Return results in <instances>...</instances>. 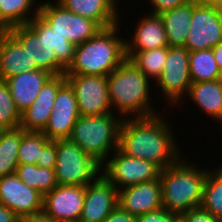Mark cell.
<instances>
[{"instance_id": "obj_1", "label": "cell", "mask_w": 222, "mask_h": 222, "mask_svg": "<svg viewBox=\"0 0 222 222\" xmlns=\"http://www.w3.org/2000/svg\"><path fill=\"white\" fill-rule=\"evenodd\" d=\"M161 115L123 119L118 149L127 156L148 160L164 170L183 154L171 132V124L169 126Z\"/></svg>"}, {"instance_id": "obj_2", "label": "cell", "mask_w": 222, "mask_h": 222, "mask_svg": "<svg viewBox=\"0 0 222 222\" xmlns=\"http://www.w3.org/2000/svg\"><path fill=\"white\" fill-rule=\"evenodd\" d=\"M150 79L126 59L107 76L109 100L118 115L125 119L158 114L150 102ZM115 107V108H114ZM131 114V115H130Z\"/></svg>"}, {"instance_id": "obj_3", "label": "cell", "mask_w": 222, "mask_h": 222, "mask_svg": "<svg viewBox=\"0 0 222 222\" xmlns=\"http://www.w3.org/2000/svg\"><path fill=\"white\" fill-rule=\"evenodd\" d=\"M119 26L101 29L94 37L75 46L74 60L65 74L107 77L126 58V39L118 37Z\"/></svg>"}, {"instance_id": "obj_4", "label": "cell", "mask_w": 222, "mask_h": 222, "mask_svg": "<svg viewBox=\"0 0 222 222\" xmlns=\"http://www.w3.org/2000/svg\"><path fill=\"white\" fill-rule=\"evenodd\" d=\"M183 157L161 170L159 177L163 208L177 215L201 207L203 187L209 171L205 168L199 170L191 161L182 160Z\"/></svg>"}, {"instance_id": "obj_5", "label": "cell", "mask_w": 222, "mask_h": 222, "mask_svg": "<svg viewBox=\"0 0 222 222\" xmlns=\"http://www.w3.org/2000/svg\"><path fill=\"white\" fill-rule=\"evenodd\" d=\"M114 113L79 116L73 127L70 140L101 165L119 144V132L123 118ZM114 148V149H113ZM112 149V150H111Z\"/></svg>"}, {"instance_id": "obj_6", "label": "cell", "mask_w": 222, "mask_h": 222, "mask_svg": "<svg viewBox=\"0 0 222 222\" xmlns=\"http://www.w3.org/2000/svg\"><path fill=\"white\" fill-rule=\"evenodd\" d=\"M57 185L87 186L101 174L102 165L70 139L56 140Z\"/></svg>"}, {"instance_id": "obj_7", "label": "cell", "mask_w": 222, "mask_h": 222, "mask_svg": "<svg viewBox=\"0 0 222 222\" xmlns=\"http://www.w3.org/2000/svg\"><path fill=\"white\" fill-rule=\"evenodd\" d=\"M38 15L59 35L66 37L75 46L94 37L101 28L92 20L74 14L58 1L38 5Z\"/></svg>"}, {"instance_id": "obj_8", "label": "cell", "mask_w": 222, "mask_h": 222, "mask_svg": "<svg viewBox=\"0 0 222 222\" xmlns=\"http://www.w3.org/2000/svg\"><path fill=\"white\" fill-rule=\"evenodd\" d=\"M104 163L101 173L118 191L142 182L159 179L161 173V169L156 164L148 160L127 156L118 148L113 152L112 158Z\"/></svg>"}, {"instance_id": "obj_9", "label": "cell", "mask_w": 222, "mask_h": 222, "mask_svg": "<svg viewBox=\"0 0 222 222\" xmlns=\"http://www.w3.org/2000/svg\"><path fill=\"white\" fill-rule=\"evenodd\" d=\"M169 103L177 104L189 92L192 83L189 69V51L184 45L168 46L164 69L157 79ZM160 86V87H159ZM178 101V102H177Z\"/></svg>"}, {"instance_id": "obj_10", "label": "cell", "mask_w": 222, "mask_h": 222, "mask_svg": "<svg viewBox=\"0 0 222 222\" xmlns=\"http://www.w3.org/2000/svg\"><path fill=\"white\" fill-rule=\"evenodd\" d=\"M73 88L80 116L114 113L109 100L107 77L65 74Z\"/></svg>"}, {"instance_id": "obj_11", "label": "cell", "mask_w": 222, "mask_h": 222, "mask_svg": "<svg viewBox=\"0 0 222 222\" xmlns=\"http://www.w3.org/2000/svg\"><path fill=\"white\" fill-rule=\"evenodd\" d=\"M222 42V9L198 4L194 9L185 46L189 52L212 49Z\"/></svg>"}, {"instance_id": "obj_12", "label": "cell", "mask_w": 222, "mask_h": 222, "mask_svg": "<svg viewBox=\"0 0 222 222\" xmlns=\"http://www.w3.org/2000/svg\"><path fill=\"white\" fill-rule=\"evenodd\" d=\"M86 186L57 185L43 195L42 212L58 222H79Z\"/></svg>"}, {"instance_id": "obj_13", "label": "cell", "mask_w": 222, "mask_h": 222, "mask_svg": "<svg viewBox=\"0 0 222 222\" xmlns=\"http://www.w3.org/2000/svg\"><path fill=\"white\" fill-rule=\"evenodd\" d=\"M79 116L74 90L66 82L57 93L49 121L42 133L50 141L69 139Z\"/></svg>"}, {"instance_id": "obj_14", "label": "cell", "mask_w": 222, "mask_h": 222, "mask_svg": "<svg viewBox=\"0 0 222 222\" xmlns=\"http://www.w3.org/2000/svg\"><path fill=\"white\" fill-rule=\"evenodd\" d=\"M0 204L22 218L42 212L43 195L28 187L14 173L0 178Z\"/></svg>"}, {"instance_id": "obj_15", "label": "cell", "mask_w": 222, "mask_h": 222, "mask_svg": "<svg viewBox=\"0 0 222 222\" xmlns=\"http://www.w3.org/2000/svg\"><path fill=\"white\" fill-rule=\"evenodd\" d=\"M118 206V190L101 173L86 186L85 201L79 222H102Z\"/></svg>"}, {"instance_id": "obj_16", "label": "cell", "mask_w": 222, "mask_h": 222, "mask_svg": "<svg viewBox=\"0 0 222 222\" xmlns=\"http://www.w3.org/2000/svg\"><path fill=\"white\" fill-rule=\"evenodd\" d=\"M66 82L65 73L52 76L32 104L21 113L20 128L26 132H42L49 121L57 93Z\"/></svg>"}, {"instance_id": "obj_17", "label": "cell", "mask_w": 222, "mask_h": 222, "mask_svg": "<svg viewBox=\"0 0 222 222\" xmlns=\"http://www.w3.org/2000/svg\"><path fill=\"white\" fill-rule=\"evenodd\" d=\"M118 206L135 217L162 208L160 180L142 182L119 190Z\"/></svg>"}, {"instance_id": "obj_18", "label": "cell", "mask_w": 222, "mask_h": 222, "mask_svg": "<svg viewBox=\"0 0 222 222\" xmlns=\"http://www.w3.org/2000/svg\"><path fill=\"white\" fill-rule=\"evenodd\" d=\"M8 31L28 51L32 62H36L38 69L53 76L66 72V68L56 59L54 49L40 39L26 24L14 26Z\"/></svg>"}, {"instance_id": "obj_19", "label": "cell", "mask_w": 222, "mask_h": 222, "mask_svg": "<svg viewBox=\"0 0 222 222\" xmlns=\"http://www.w3.org/2000/svg\"><path fill=\"white\" fill-rule=\"evenodd\" d=\"M39 70L23 45L6 30L0 38V79Z\"/></svg>"}, {"instance_id": "obj_20", "label": "cell", "mask_w": 222, "mask_h": 222, "mask_svg": "<svg viewBox=\"0 0 222 222\" xmlns=\"http://www.w3.org/2000/svg\"><path fill=\"white\" fill-rule=\"evenodd\" d=\"M74 14L94 21L101 29L120 25L118 0H56ZM117 11V12H116ZM119 19V20H118Z\"/></svg>"}, {"instance_id": "obj_21", "label": "cell", "mask_w": 222, "mask_h": 222, "mask_svg": "<svg viewBox=\"0 0 222 222\" xmlns=\"http://www.w3.org/2000/svg\"><path fill=\"white\" fill-rule=\"evenodd\" d=\"M53 75L44 70H34L5 79L17 109L22 113L37 98L44 84Z\"/></svg>"}, {"instance_id": "obj_22", "label": "cell", "mask_w": 222, "mask_h": 222, "mask_svg": "<svg viewBox=\"0 0 222 222\" xmlns=\"http://www.w3.org/2000/svg\"><path fill=\"white\" fill-rule=\"evenodd\" d=\"M133 38L125 41L126 51H147L168 47V39L159 14L143 16L136 25Z\"/></svg>"}, {"instance_id": "obj_23", "label": "cell", "mask_w": 222, "mask_h": 222, "mask_svg": "<svg viewBox=\"0 0 222 222\" xmlns=\"http://www.w3.org/2000/svg\"><path fill=\"white\" fill-rule=\"evenodd\" d=\"M187 95L208 117L222 123V82L220 79L192 82Z\"/></svg>"}, {"instance_id": "obj_24", "label": "cell", "mask_w": 222, "mask_h": 222, "mask_svg": "<svg viewBox=\"0 0 222 222\" xmlns=\"http://www.w3.org/2000/svg\"><path fill=\"white\" fill-rule=\"evenodd\" d=\"M193 9L194 0H190L182 6L159 14L165 28L169 46H185L191 25Z\"/></svg>"}, {"instance_id": "obj_25", "label": "cell", "mask_w": 222, "mask_h": 222, "mask_svg": "<svg viewBox=\"0 0 222 222\" xmlns=\"http://www.w3.org/2000/svg\"><path fill=\"white\" fill-rule=\"evenodd\" d=\"M26 25L54 49L56 59L67 69L74 60L75 45L55 32L39 15Z\"/></svg>"}, {"instance_id": "obj_26", "label": "cell", "mask_w": 222, "mask_h": 222, "mask_svg": "<svg viewBox=\"0 0 222 222\" xmlns=\"http://www.w3.org/2000/svg\"><path fill=\"white\" fill-rule=\"evenodd\" d=\"M25 133L22 128L0 131V178L16 173L18 151Z\"/></svg>"}, {"instance_id": "obj_27", "label": "cell", "mask_w": 222, "mask_h": 222, "mask_svg": "<svg viewBox=\"0 0 222 222\" xmlns=\"http://www.w3.org/2000/svg\"><path fill=\"white\" fill-rule=\"evenodd\" d=\"M36 0H0V27L8 30L14 26L27 24L32 17L38 16L39 7H34L35 14L30 16ZM30 10V11H29ZM29 13V15H28Z\"/></svg>"}, {"instance_id": "obj_28", "label": "cell", "mask_w": 222, "mask_h": 222, "mask_svg": "<svg viewBox=\"0 0 222 222\" xmlns=\"http://www.w3.org/2000/svg\"><path fill=\"white\" fill-rule=\"evenodd\" d=\"M189 69L192 82L218 80L221 76L212 49L189 52Z\"/></svg>"}, {"instance_id": "obj_29", "label": "cell", "mask_w": 222, "mask_h": 222, "mask_svg": "<svg viewBox=\"0 0 222 222\" xmlns=\"http://www.w3.org/2000/svg\"><path fill=\"white\" fill-rule=\"evenodd\" d=\"M168 47L147 51H126V58L143 72L148 78L156 81L161 75L167 58Z\"/></svg>"}, {"instance_id": "obj_30", "label": "cell", "mask_w": 222, "mask_h": 222, "mask_svg": "<svg viewBox=\"0 0 222 222\" xmlns=\"http://www.w3.org/2000/svg\"><path fill=\"white\" fill-rule=\"evenodd\" d=\"M16 174L23 183L38 190L42 195L57 186L55 169L42 168L34 164H19Z\"/></svg>"}, {"instance_id": "obj_31", "label": "cell", "mask_w": 222, "mask_h": 222, "mask_svg": "<svg viewBox=\"0 0 222 222\" xmlns=\"http://www.w3.org/2000/svg\"><path fill=\"white\" fill-rule=\"evenodd\" d=\"M201 207L222 221V166L209 170L203 187Z\"/></svg>"}, {"instance_id": "obj_32", "label": "cell", "mask_w": 222, "mask_h": 222, "mask_svg": "<svg viewBox=\"0 0 222 222\" xmlns=\"http://www.w3.org/2000/svg\"><path fill=\"white\" fill-rule=\"evenodd\" d=\"M21 113L17 109L5 80L0 79V130L20 128Z\"/></svg>"}, {"instance_id": "obj_33", "label": "cell", "mask_w": 222, "mask_h": 222, "mask_svg": "<svg viewBox=\"0 0 222 222\" xmlns=\"http://www.w3.org/2000/svg\"><path fill=\"white\" fill-rule=\"evenodd\" d=\"M50 140L42 132H26L21 139L18 151L19 164L37 165L43 147Z\"/></svg>"}, {"instance_id": "obj_34", "label": "cell", "mask_w": 222, "mask_h": 222, "mask_svg": "<svg viewBox=\"0 0 222 222\" xmlns=\"http://www.w3.org/2000/svg\"><path fill=\"white\" fill-rule=\"evenodd\" d=\"M137 222H179V215L162 207L138 216Z\"/></svg>"}, {"instance_id": "obj_35", "label": "cell", "mask_w": 222, "mask_h": 222, "mask_svg": "<svg viewBox=\"0 0 222 222\" xmlns=\"http://www.w3.org/2000/svg\"><path fill=\"white\" fill-rule=\"evenodd\" d=\"M179 222H222L202 207L194 208L179 215Z\"/></svg>"}, {"instance_id": "obj_36", "label": "cell", "mask_w": 222, "mask_h": 222, "mask_svg": "<svg viewBox=\"0 0 222 222\" xmlns=\"http://www.w3.org/2000/svg\"><path fill=\"white\" fill-rule=\"evenodd\" d=\"M37 165L42 168L55 169L56 166V142L49 141L41 151L40 160Z\"/></svg>"}, {"instance_id": "obj_37", "label": "cell", "mask_w": 222, "mask_h": 222, "mask_svg": "<svg viewBox=\"0 0 222 222\" xmlns=\"http://www.w3.org/2000/svg\"><path fill=\"white\" fill-rule=\"evenodd\" d=\"M153 10L151 14H161L165 11L174 9L176 7L182 6L189 2L190 0H149Z\"/></svg>"}, {"instance_id": "obj_38", "label": "cell", "mask_w": 222, "mask_h": 222, "mask_svg": "<svg viewBox=\"0 0 222 222\" xmlns=\"http://www.w3.org/2000/svg\"><path fill=\"white\" fill-rule=\"evenodd\" d=\"M102 222H137V217L117 206V208Z\"/></svg>"}, {"instance_id": "obj_39", "label": "cell", "mask_w": 222, "mask_h": 222, "mask_svg": "<svg viewBox=\"0 0 222 222\" xmlns=\"http://www.w3.org/2000/svg\"><path fill=\"white\" fill-rule=\"evenodd\" d=\"M0 222H20V217L8 207L0 204Z\"/></svg>"}, {"instance_id": "obj_40", "label": "cell", "mask_w": 222, "mask_h": 222, "mask_svg": "<svg viewBox=\"0 0 222 222\" xmlns=\"http://www.w3.org/2000/svg\"><path fill=\"white\" fill-rule=\"evenodd\" d=\"M20 222H58L43 212L20 218Z\"/></svg>"}, {"instance_id": "obj_41", "label": "cell", "mask_w": 222, "mask_h": 222, "mask_svg": "<svg viewBox=\"0 0 222 222\" xmlns=\"http://www.w3.org/2000/svg\"><path fill=\"white\" fill-rule=\"evenodd\" d=\"M212 50L216 63L218 64L220 71H222V42L218 43L214 48H212Z\"/></svg>"}, {"instance_id": "obj_42", "label": "cell", "mask_w": 222, "mask_h": 222, "mask_svg": "<svg viewBox=\"0 0 222 222\" xmlns=\"http://www.w3.org/2000/svg\"><path fill=\"white\" fill-rule=\"evenodd\" d=\"M198 4L222 8V0H195Z\"/></svg>"}, {"instance_id": "obj_43", "label": "cell", "mask_w": 222, "mask_h": 222, "mask_svg": "<svg viewBox=\"0 0 222 222\" xmlns=\"http://www.w3.org/2000/svg\"><path fill=\"white\" fill-rule=\"evenodd\" d=\"M6 31V29H4L3 27H0V38L3 35V33Z\"/></svg>"}, {"instance_id": "obj_44", "label": "cell", "mask_w": 222, "mask_h": 222, "mask_svg": "<svg viewBox=\"0 0 222 222\" xmlns=\"http://www.w3.org/2000/svg\"><path fill=\"white\" fill-rule=\"evenodd\" d=\"M220 81L222 82V71H221Z\"/></svg>"}]
</instances>
